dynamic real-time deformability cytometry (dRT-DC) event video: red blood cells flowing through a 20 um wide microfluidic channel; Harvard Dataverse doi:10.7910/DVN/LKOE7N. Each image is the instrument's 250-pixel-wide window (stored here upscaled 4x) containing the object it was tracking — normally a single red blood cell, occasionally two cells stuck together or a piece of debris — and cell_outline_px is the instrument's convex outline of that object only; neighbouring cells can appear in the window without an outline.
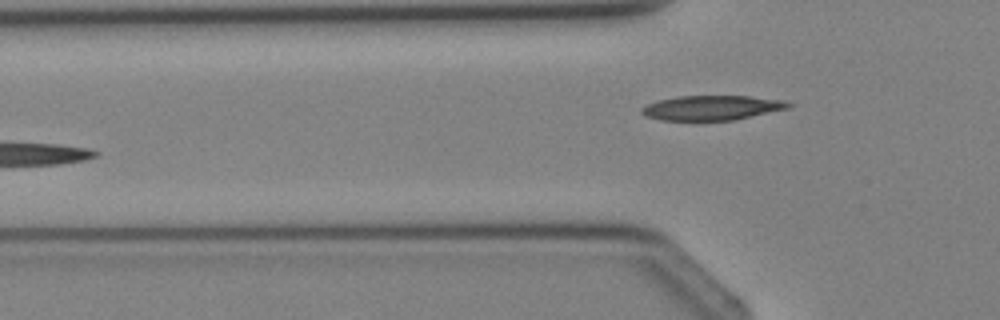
{"species": "Egyptian fruit bat (a non-hibernating species)", "species_latin": "Rousettus aegyptiacus", "temperature_condition": "cold", "stored_images_in_passage": 4, "camera_frame_rate_fps": 3000, "um_per_image_px": 0.085, "animal": {"sex": "female"}, "frame": {"image": 1, "passage_image": 4, "time_ms": 3.333, "image_size_px": [1000, 320], "cell_outline_px": [[792, 108], [736, 120], [660, 120], [648, 116], [640, 112], [640, 108], [656, 100], [680, 96], [748, 96], [784, 100], [792, 104]], "centroid_in_image_um": [60.56, 9.16], "position_along_channel_um": 65.2, "area_um2": 21.27}}